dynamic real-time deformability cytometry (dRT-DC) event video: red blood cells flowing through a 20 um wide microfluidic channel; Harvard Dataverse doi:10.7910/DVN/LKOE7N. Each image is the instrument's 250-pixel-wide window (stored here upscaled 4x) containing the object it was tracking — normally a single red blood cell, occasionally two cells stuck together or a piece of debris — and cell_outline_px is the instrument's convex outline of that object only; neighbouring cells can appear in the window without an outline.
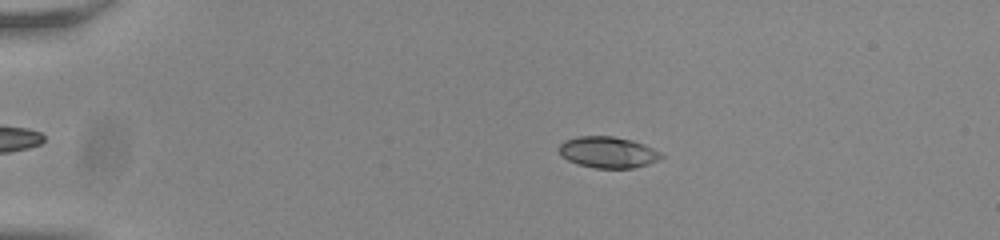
{"species": "common noctule bat (a hibernating species)", "species_latin": "Nyctalus noctula", "temperature_condition": "room temperature", "stored_images_in_passage": 56, "camera_frame_rate_fps": 3000, "um_per_image_px": 0.085, "animal": {"sex": "male", "body_mass_g": 20.0, "forearm_length_mm": 53.3}, "frame": {"image": 1, "passage_image": 13, "time_ms": 4.0, "image_size_px": [1000, 240], "cell_outline_px": [[664, 156], [660, 160], [648, 164], [632, 168], [596, 168], [576, 164], [560, 156], [560, 144], [564, 140], [576, 136], [612, 136], [632, 140], [644, 144], [660, 152]], "centroid_in_image_um": [51.67, 12.94], "position_along_channel_um": 33.3, "area_um2": 18.73}}
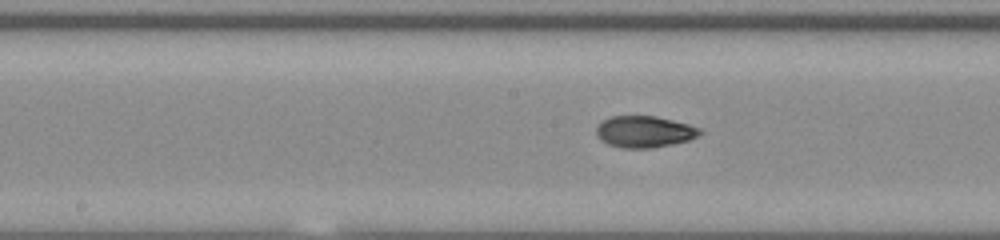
{"frame": {"image": 2, "passage_image": 31, "time_ms": 10.0, "image_size_px": [1000, 240], "cell_outline_px": [[704, 132], [700, 136], [688, 140], [672, 144], [652, 148], [624, 148], [608, 144], [600, 140], [596, 136], [596, 128], [604, 120], [612, 116], [656, 116], [688, 124], [700, 128]], "centroid_in_image_um": [54.79, 11.2], "position_along_channel_um": 193.4, "area_um2": 19.07}}
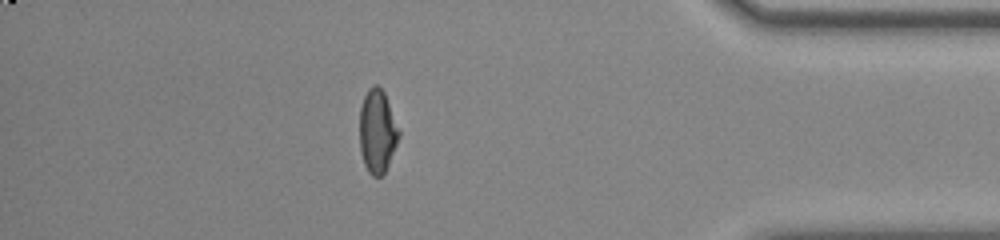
{"frame": {"image": 3, "passage_image": 50, "time_ms": 16.333, "image_size_px": [1000, 240], "cell_outline_px": [[400, 136], [388, 164], [384, 172], [380, 176], [372, 176], [368, 172], [364, 164], [360, 148], [360, 108], [364, 96], [368, 88], [372, 84], [376, 84], [384, 92], [400, 132]], "centroid_in_image_um": [32.06, 11.14], "position_along_channel_um": 403.1, "area_um2": 18.9}, "authors_computed_cell_mechanics": {"area_um2": 19.074, "velocity_mm_per_s": 3.8065, "shape_relaxation_time_tau1_ms": 3.4692, "shape_relaxation_time_tau2_ms": 1.7673, "deformation_change_tau1": 0.1805, "deformation_change_tau2": 0.0611}}